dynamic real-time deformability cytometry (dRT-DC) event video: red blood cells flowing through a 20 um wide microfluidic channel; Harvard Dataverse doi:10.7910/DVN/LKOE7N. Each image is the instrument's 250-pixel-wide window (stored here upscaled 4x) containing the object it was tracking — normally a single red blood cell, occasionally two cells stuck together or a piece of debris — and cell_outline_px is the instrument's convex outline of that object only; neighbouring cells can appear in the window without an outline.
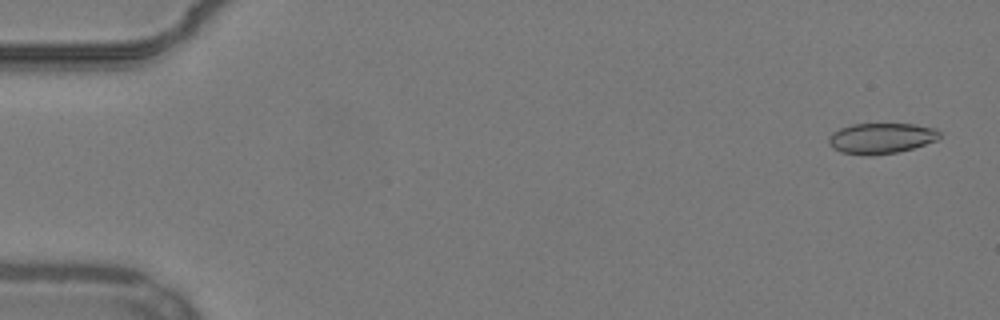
{"species": "common noctule bat (a hibernating species)", "species_latin": "Nyctalus noctula", "temperature_condition": "warm", "stored_images_in_passage": 54, "camera_frame_rate_fps": 3000, "um_per_image_px": 0.085, "animal": {"sex": "male", "body_mass_g": 19.2, "forearm_length_mm": 51.8}, "frame": {"image": 1, "passage_image": 2, "time_ms": 0.333, "image_size_px": [1000, 320], "cell_outline_px": [[940, 136], [936, 140], [912, 148], [896, 152], [872, 156], [840, 152], [832, 148], [828, 144], [828, 136], [832, 132], [840, 128], [852, 124], [916, 124], [936, 128], [940, 132]], "centroid_in_image_um": [74.86, 11.75], "position_along_channel_um": 10.1, "area_um2": 19.88}}
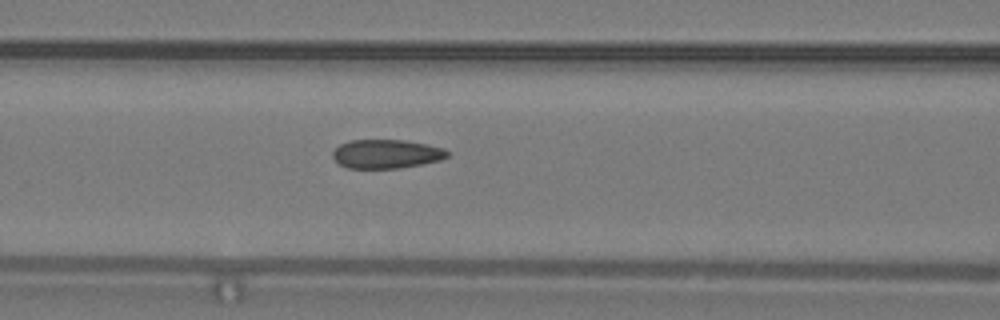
{"frame": {"image": 2, "passage_image": 23, "time_ms": 7.333, "image_size_px": [1000, 320], "cell_outline_px": [[448, 156], [440, 160], [400, 168], [348, 168], [340, 164], [332, 156], [332, 152], [340, 144], [352, 140], [404, 140], [428, 144], [444, 148], [448, 152]], "centroid_in_image_um": [32.84, 13.08], "position_along_channel_um": 133.8, "area_um2": 19.19}}
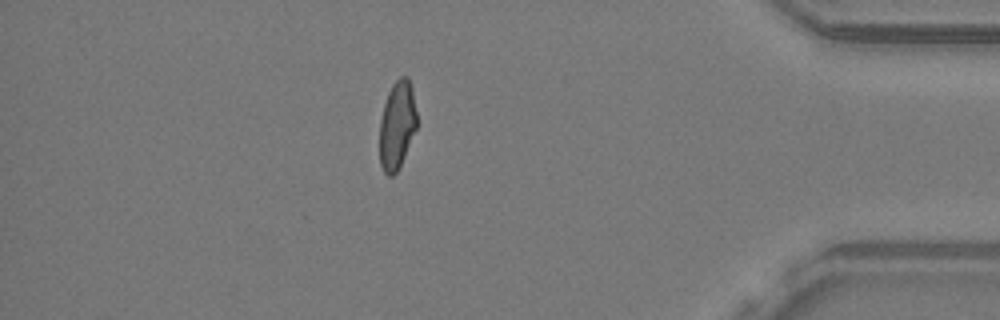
{"frame": {"image": 3, "passage_image": 47, "time_ms": 15.333, "image_size_px": [1000, 320], "cell_outline_px": [[416, 128], [400, 168], [392, 176], [388, 176], [384, 172], [380, 164], [380, 120], [384, 104], [388, 92], [392, 84], [400, 76], [408, 76], [412, 88], [416, 112]], "centroid_in_image_um": [33.74, 10.64], "position_along_channel_um": 401.5, "area_um2": 19.13}, "authors_computed_cell_mechanics": {"area_um2": 20.1144, "velocity_mm_per_s": 3.848, "shape_relaxation_time_tau1_ms": null, "shape_relaxation_time_tau2_ms": 1.4965, "deformation_change_tau1": null, "deformation_change_tau2": 0.0612}}